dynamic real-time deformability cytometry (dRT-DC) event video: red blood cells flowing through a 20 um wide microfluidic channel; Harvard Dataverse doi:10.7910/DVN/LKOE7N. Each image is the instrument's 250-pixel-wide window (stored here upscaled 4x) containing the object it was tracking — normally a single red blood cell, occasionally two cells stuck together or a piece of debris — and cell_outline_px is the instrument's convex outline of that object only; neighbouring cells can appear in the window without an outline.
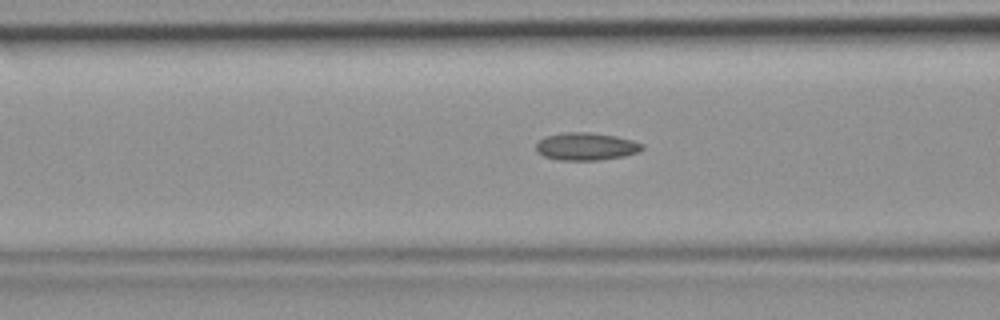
{"species": "common noctule bat (a hibernating species)", "species_latin": "Nyctalus noctula", "temperature_condition": "room temperature", "stored_images_in_passage": 40, "camera_frame_rate_fps": 3000, "um_per_image_px": 0.085, "animal": {"sex": "female", "body_mass_g": 19.9}, "frame": {"image": 1, "passage_image": 17, "time_ms": 5.333, "image_size_px": [1000, 320], "cell_outline_px": [[644, 148], [636, 152], [624, 156], [600, 160], [560, 160], [544, 156], [536, 152], [536, 144], [544, 136], [564, 132], [588, 132], [616, 136], [632, 140], [644, 144]], "centroid_in_image_um": [49.8, 12.44], "position_along_channel_um": 116.8, "area_um2": 17.11}}
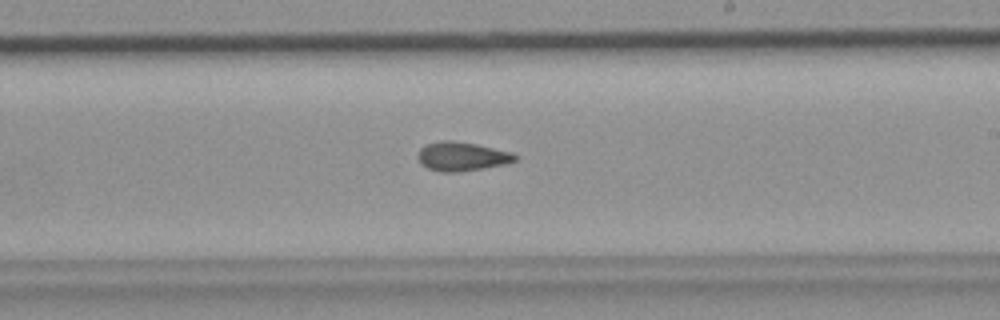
{"frame": {"image": 2, "passage_image": 26, "time_ms": 8.333, "image_size_px": [1000, 320], "cell_outline_px": [[520, 156], [516, 160], [504, 164], [484, 168], [460, 172], [440, 172], [428, 168], [420, 164], [416, 156], [420, 148], [428, 144], [444, 140], [452, 140], [476, 144], [512, 152]], "centroid_in_image_um": [39.25, 13.3], "position_along_channel_um": 249.7, "area_um2": 16.53}}
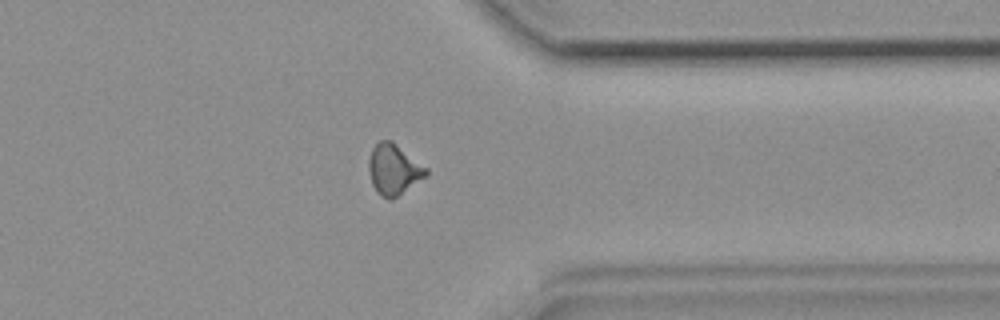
{"frame": {"image": 3, "passage_image": 35, "time_ms": 11.333, "image_size_px": [1000, 320], "cell_outline_px": [[428, 172], [424, 176], [392, 200], [388, 200], [380, 196], [376, 192], [372, 184], [368, 172], [368, 160], [372, 148], [380, 140], [392, 140], [428, 168]], "centroid_in_image_um": [33.42, 14.39], "position_along_channel_um": 378.0, "area_um2": 16.94}}